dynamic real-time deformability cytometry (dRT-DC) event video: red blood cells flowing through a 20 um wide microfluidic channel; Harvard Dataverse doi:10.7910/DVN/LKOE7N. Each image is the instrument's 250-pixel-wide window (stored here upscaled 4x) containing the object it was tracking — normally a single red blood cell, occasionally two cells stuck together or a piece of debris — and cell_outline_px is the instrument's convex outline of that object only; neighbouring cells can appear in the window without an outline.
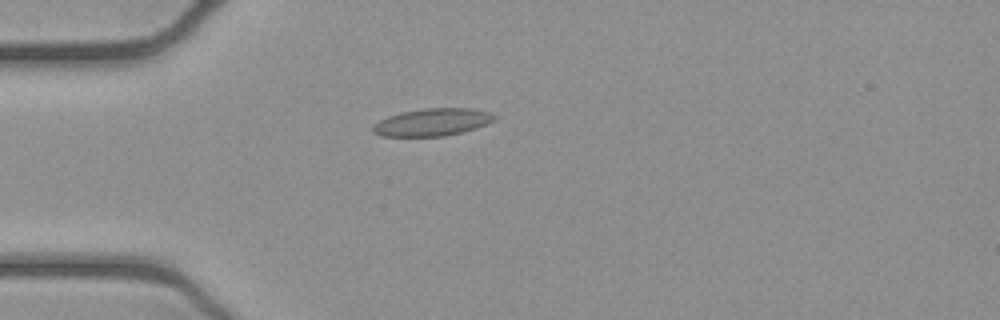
{"species": "common noctule bat (a hibernating species)", "species_latin": "Nyctalus noctula", "temperature_condition": "cold", "stored_images_in_passage": 39, "camera_frame_rate_fps": 3000, "um_per_image_px": 0.085, "animal": {"sex": "female", "body_mass_g": 21.9}, "frame": {"image": 1, "passage_image": 1, "time_ms": 0.0, "image_size_px": [1000, 320], "cell_outline_px": [[496, 116], [492, 120], [476, 128], [444, 136], [380, 136], [372, 132], [372, 124], [388, 116], [400, 112], [424, 108], [472, 108], [488, 112]], "centroid_in_image_um": [36.67, 10.38], "position_along_channel_um": 48.3, "area_um2": 19.31}}
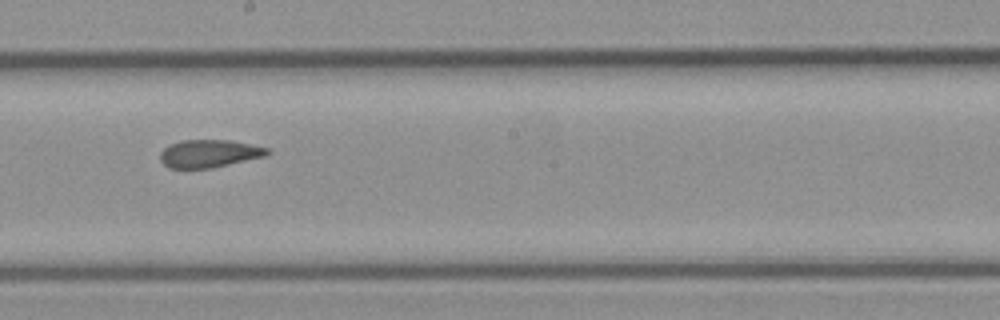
{"frame": {"image": 2, "passage_image": 16, "time_ms": 5.0, "image_size_px": [1000, 320], "cell_outline_px": [[272, 152], [264, 156], [212, 168], [168, 168], [160, 160], [160, 152], [164, 148], [180, 140], [232, 140], [268, 148]], "centroid_in_image_um": [17.77, 13.05], "position_along_channel_um": 230.4, "area_um2": 17.28}}
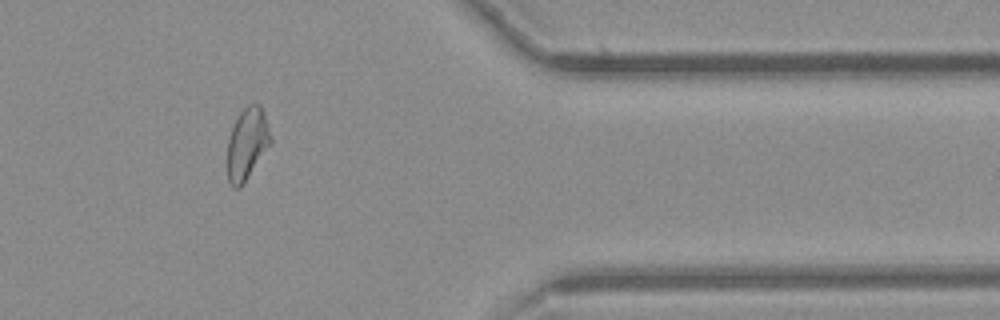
{"frame": {"image": 3, "passage_image": 30, "time_ms": 9.667, "image_size_px": [1000, 320], "cell_outline_px": [[272, 144], [240, 188], [232, 188], [228, 180], [228, 136], [236, 116], [248, 104], [260, 104], [264, 112], [272, 136]], "centroid_in_image_um": [21.02, 12.2], "position_along_channel_um": 390.4, "area_um2": 18.44}, "authors_computed_cell_mechanics": {"area_um2": 18.0914, "velocity_mm_per_s": 3.9064, "shape_relaxation_time_tau1_ms": null, "shape_relaxation_time_tau2_ms": 2.7696, "deformation_change_tau1": null, "deformation_change_tau2": 0.0957}}